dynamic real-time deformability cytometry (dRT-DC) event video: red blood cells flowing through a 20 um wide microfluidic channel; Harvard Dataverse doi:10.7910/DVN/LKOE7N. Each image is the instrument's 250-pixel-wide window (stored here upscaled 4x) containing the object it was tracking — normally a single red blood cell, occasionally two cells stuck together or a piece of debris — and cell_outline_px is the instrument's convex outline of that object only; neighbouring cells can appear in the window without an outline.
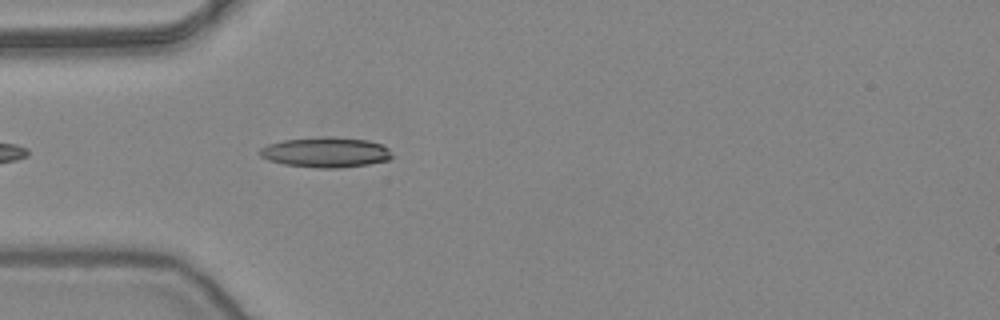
{"species": "common noctule bat (a hibernating species)", "species_latin": "Nyctalus noctula", "temperature_condition": "warm", "stored_images_in_passage": 8, "camera_frame_rate_fps": 3000, "um_per_image_px": 0.085, "animal": {"sex": "female", "body_mass_g": 24.6, "forearm_length_mm": 56.2}, "frame": {"image": 1, "passage_image": 1, "time_ms": 0.0, "image_size_px": [1000, 320], "cell_outline_px": [[392, 156], [388, 160], [368, 164], [336, 168], [320, 168], [284, 164], [268, 160], [260, 156], [256, 152], [260, 148], [268, 144], [284, 140], [324, 136], [332, 136], [368, 140], [380, 144], [388, 148]], "centroid_in_image_um": [27.65, 12.93], "position_along_channel_um": 57.3, "area_um2": 23.29}}
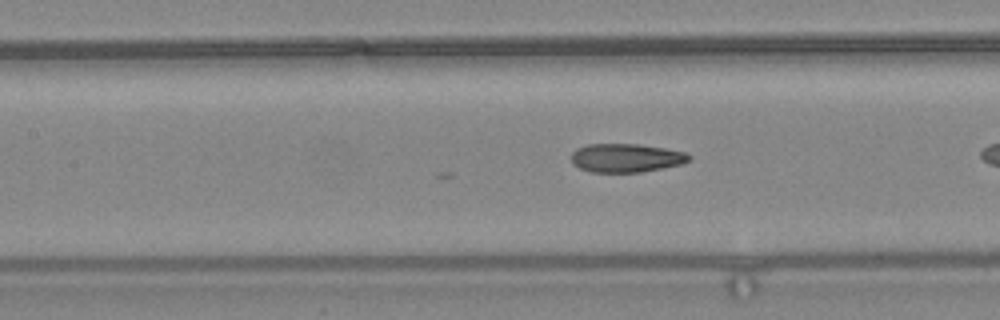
{"frame": {"image": 2, "passage_image": 6, "time_ms": 1.667, "image_size_px": [1000, 320], "cell_outline_px": [[692, 156], [684, 164], [640, 172], [592, 172], [580, 168], [572, 164], [572, 152], [576, 148], [588, 144], [640, 144], [664, 148], [684, 152]], "centroid_in_image_um": [53.21, 13.42], "position_along_channel_um": 154.2, "area_um2": 19.65}}